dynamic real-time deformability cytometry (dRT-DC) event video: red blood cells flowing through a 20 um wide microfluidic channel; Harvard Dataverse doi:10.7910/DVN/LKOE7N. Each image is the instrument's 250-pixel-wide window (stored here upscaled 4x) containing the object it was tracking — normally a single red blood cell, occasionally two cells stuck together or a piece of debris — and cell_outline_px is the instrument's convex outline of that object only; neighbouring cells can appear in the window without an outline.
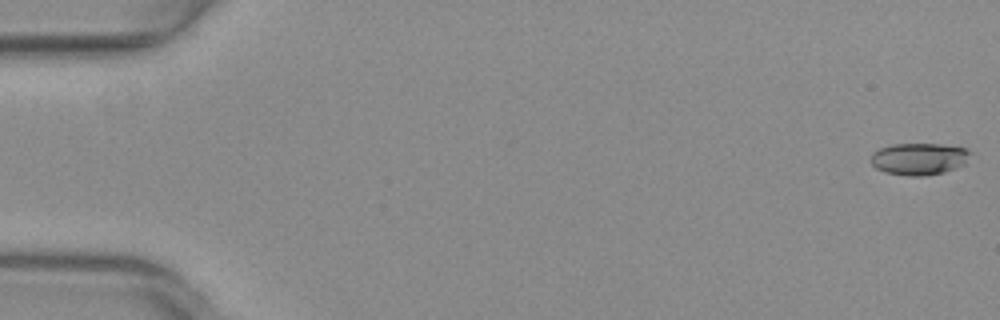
{"species": "common noctule bat (a hibernating species)", "species_latin": "Nyctalus noctula", "temperature_condition": "warm", "stored_images_in_passage": 52, "camera_frame_rate_fps": 3000, "um_per_image_px": 0.085, "animal": {"sex": "female", "body_mass_g": 29.2, "forearm_length_mm": 56.3}, "frame": {"image": 1, "passage_image": 1, "time_ms": 0.0, "image_size_px": [1000, 320], "cell_outline_px": [[972, 152], [964, 164], [944, 172], [924, 176], [908, 176], [884, 172], [876, 168], [868, 160], [872, 152], [880, 148], [892, 144], [940, 144], [968, 148]], "centroid_in_image_um": [78.09, 13.5], "position_along_channel_um": 6.9, "area_um2": 18.73}}
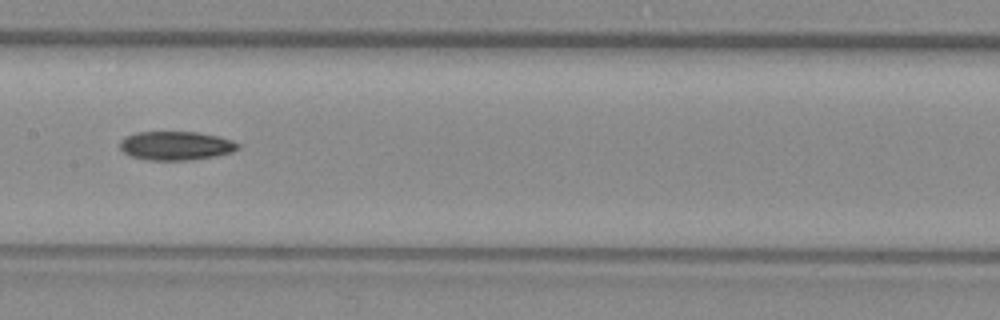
{"frame": {"image": 2, "passage_image": 27, "time_ms": 8.667, "image_size_px": [1000, 320], "cell_outline_px": [[240, 144], [232, 152], [216, 156], [188, 160], [148, 160], [128, 156], [120, 148], [120, 140], [124, 136], [136, 132], [196, 132], [216, 136], [232, 140]], "centroid_in_image_um": [14.89, 12.39], "position_along_channel_um": 192.5, "area_um2": 19.83}}
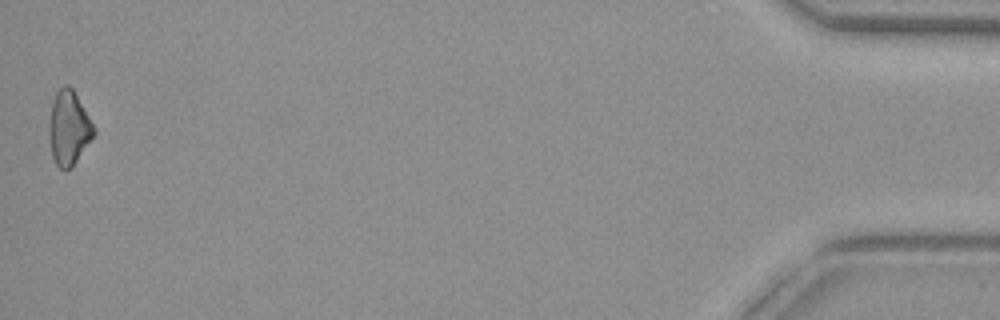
{"frame": {"image": 3, "passage_image": 52, "time_ms": 17.0, "image_size_px": [1000, 320], "cell_outline_px": [[96, 132], [72, 168], [64, 172], [56, 164], [52, 156], [48, 128], [48, 124], [52, 100], [56, 92], [64, 84], [68, 84], [72, 88], [96, 128]], "centroid_in_image_um": [5.83, 10.89], "position_along_channel_um": 429.4, "area_um2": 19.54}}